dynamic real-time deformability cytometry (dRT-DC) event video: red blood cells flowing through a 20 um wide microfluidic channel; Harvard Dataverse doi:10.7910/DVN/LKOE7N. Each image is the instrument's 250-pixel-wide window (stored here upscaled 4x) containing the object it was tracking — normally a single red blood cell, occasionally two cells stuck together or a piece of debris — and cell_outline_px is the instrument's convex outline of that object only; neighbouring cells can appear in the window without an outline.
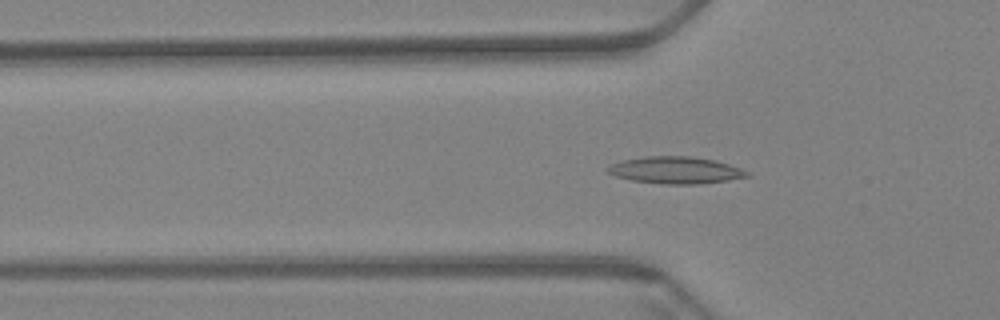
{"species": "Egyptian fruit bat (a non-hibernating species)", "species_latin": "Rousettus aegyptiacus", "temperature_condition": "warm", "stored_images_in_passage": 60, "camera_frame_rate_fps": 3000, "um_per_image_px": 0.085, "animal": {"sex": "female"}, "frame": {"image": 1, "passage_image": 19, "time_ms": 6.0, "image_size_px": [1000, 320], "cell_outline_px": [[752, 176], [728, 180], [696, 184], [660, 184], [632, 180], [616, 176], [608, 172], [604, 168], [608, 164], [624, 160], [644, 156], [688, 156], [712, 160], [728, 164], [740, 168], [748, 172]], "centroid_in_image_um": [57.38, 14.46], "position_along_channel_um": 68.4, "area_um2": 21.85}}
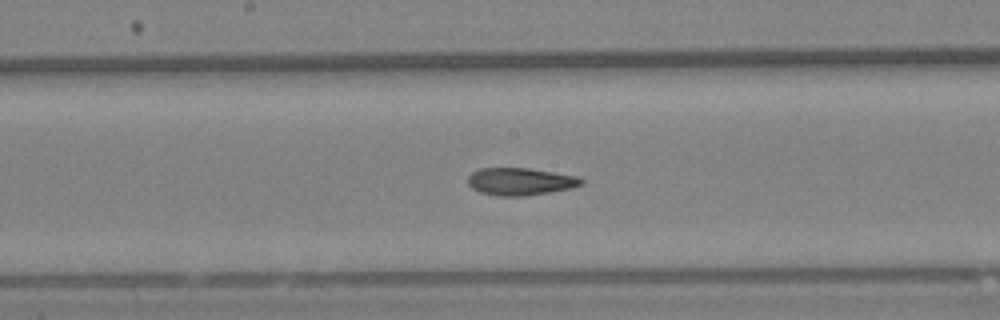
{"frame": {"image": 2, "passage_image": 31, "time_ms": 10.0, "image_size_px": [1000, 320], "cell_outline_px": [[584, 184], [572, 188], [528, 196], [500, 196], [480, 192], [472, 188], [468, 184], [468, 176], [472, 172], [480, 168], [528, 168], [576, 176], [584, 180]], "centroid_in_image_um": [44.23, 15.43], "position_along_channel_um": 204.0, "area_um2": 18.15}}
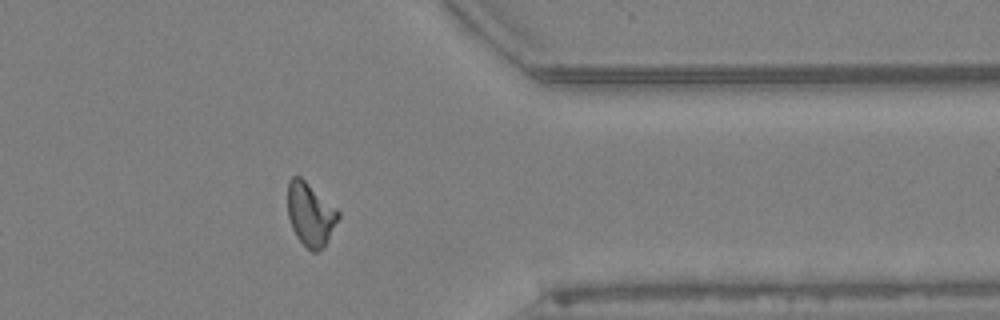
{"frame": {"image": 3, "passage_image": 48, "time_ms": 15.667, "image_size_px": [1000, 320], "cell_outline_px": [[340, 216], [324, 248], [316, 252], [312, 252], [296, 236], [292, 228], [288, 216], [288, 180], [292, 176], [300, 176], [340, 212]], "centroid_in_image_um": [26.38, 18.22], "position_along_channel_um": 385.0, "area_um2": 18.5}, "authors_computed_cell_mechanics": {"area_um2": 18.5538, "velocity_mm_per_s": 3.4064, "shape_relaxation_time_tau1_ms": null, "shape_relaxation_time_tau2_ms": 2.0045, "deformation_change_tau1": null, "deformation_change_tau2": 0.0896}}